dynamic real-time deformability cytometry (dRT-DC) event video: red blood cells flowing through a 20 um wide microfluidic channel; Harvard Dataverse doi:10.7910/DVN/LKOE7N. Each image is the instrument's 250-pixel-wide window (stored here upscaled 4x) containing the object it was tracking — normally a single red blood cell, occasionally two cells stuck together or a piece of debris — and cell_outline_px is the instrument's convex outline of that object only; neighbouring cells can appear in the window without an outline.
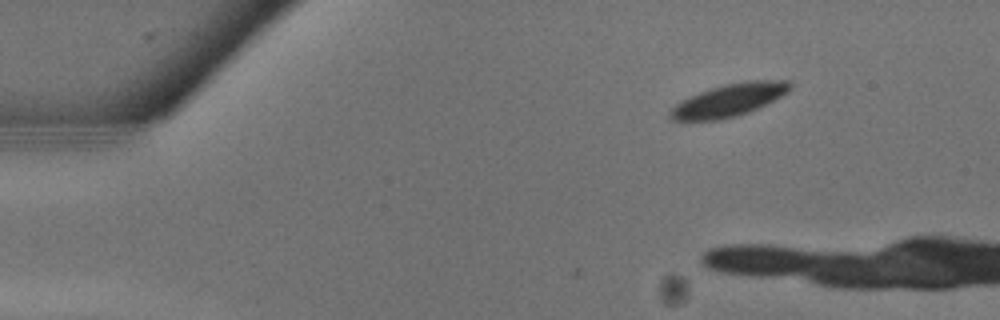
{"species": "common noctule bat (a hibernating species)", "species_latin": "Nyctalus noctula", "temperature_condition": "warm", "stored_images_in_passage": 2, "camera_frame_rate_fps": 3000, "um_per_image_px": 0.085, "animal": {"sex": "male", "body_mass_g": 13.3}, "frame": {"image": 1, "passage_image": 2, "time_ms": 0.333, "image_size_px": [1000, 320], "cell_outline_px": [[792, 88], [788, 92], [748, 112], [736, 116], [720, 120], [672, 120], [668, 116], [668, 112], [680, 100], [688, 96], [724, 84], [748, 80], [788, 80], [792, 84]], "centroid_in_image_um": [61.94, 8.5], "position_along_channel_um": 23.1, "area_um2": 22.66}}